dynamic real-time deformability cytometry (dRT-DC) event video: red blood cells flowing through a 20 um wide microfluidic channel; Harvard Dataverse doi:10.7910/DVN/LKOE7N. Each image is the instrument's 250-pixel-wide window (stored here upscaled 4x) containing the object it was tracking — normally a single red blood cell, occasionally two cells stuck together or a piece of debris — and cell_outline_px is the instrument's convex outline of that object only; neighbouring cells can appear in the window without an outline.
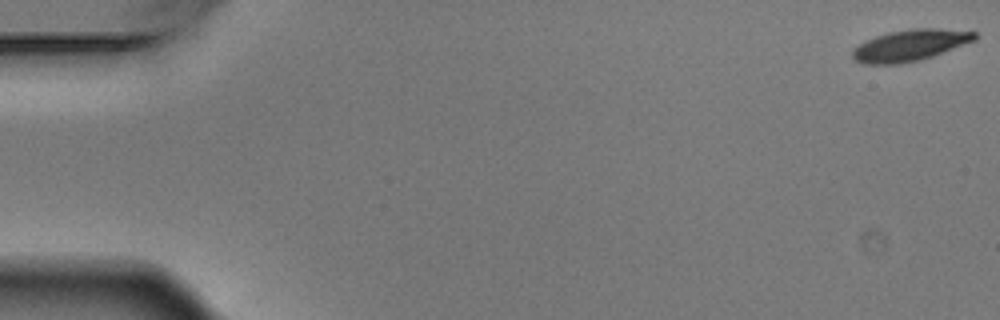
{"species": "Egyptian fruit bat (a non-hibernating species)", "species_latin": "Rousettus aegyptiacus", "temperature_condition": "warm", "stored_images_in_passage": 6, "segment_of_instrument_passage": [1, 2], "camera_frame_rate_fps": 3000, "um_per_image_px": 0.085, "animal": {"sex": "male"}, "frame": {"image": 1, "passage_image": 1, "time_ms": 0.0, "image_size_px": [1000, 320], "cell_outline_px": [[976, 40], [932, 56], [900, 64], [864, 64], [856, 60], [852, 56], [852, 52], [860, 44], [876, 36], [888, 32], [912, 28], [940, 28], [976, 32]], "centroid_in_image_um": [77.37, 3.84], "position_along_channel_um": 7.6, "area_um2": 22.02}}
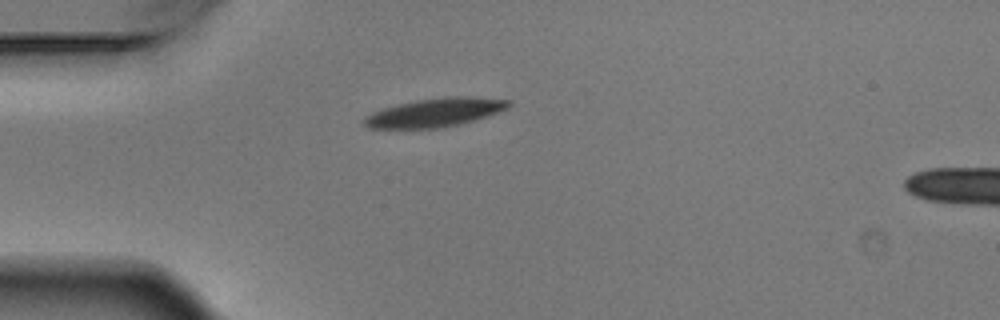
{"frame": {"image": 2, "passage_image": 5, "time_ms": 1.333, "image_size_px": [1000, 320], "cell_outline_px": [[512, 104], [508, 108], [460, 124], [444, 128], [368, 128], [364, 124], [364, 116], [372, 112], [384, 108], [416, 100], [448, 96], [468, 96], [512, 100]], "centroid_in_image_um": [36.98, 9.56], "position_along_channel_um": 48.0, "area_um2": 23.93}}